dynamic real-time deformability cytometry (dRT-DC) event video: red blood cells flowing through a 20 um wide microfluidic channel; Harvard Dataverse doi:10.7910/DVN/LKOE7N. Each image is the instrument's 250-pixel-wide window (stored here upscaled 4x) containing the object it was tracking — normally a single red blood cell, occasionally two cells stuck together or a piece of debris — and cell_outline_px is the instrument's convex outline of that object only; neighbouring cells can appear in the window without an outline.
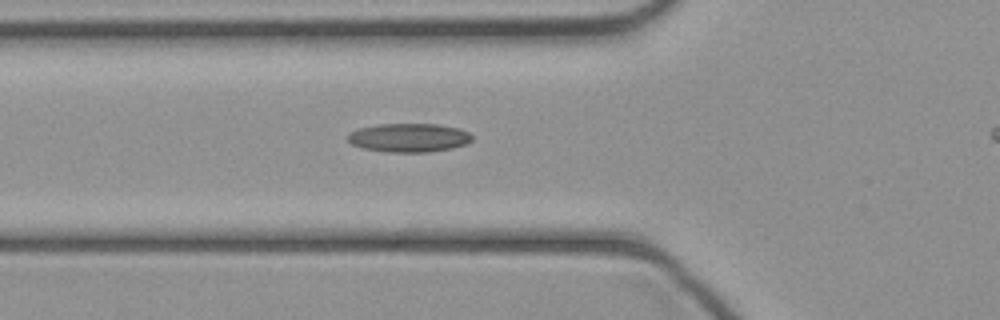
{"species": "common noctule bat (a hibernating species)", "species_latin": "Nyctalus noctula", "temperature_condition": "cold", "stored_images_in_passage": 29, "camera_frame_rate_fps": 3000, "um_per_image_px": 0.085, "animal": {"sex": "female", "body_mass_g": 21.9}, "frame": {"image": 1, "passage_image": 6, "time_ms": 1.667, "image_size_px": [1000, 320], "cell_outline_px": [[472, 140], [464, 144], [452, 148], [428, 152], [388, 152], [364, 148], [352, 144], [344, 136], [348, 132], [360, 128], [380, 124], [436, 124], [460, 128], [468, 132], [472, 136]], "centroid_in_image_um": [34.73, 11.7], "position_along_channel_um": 91.1, "area_um2": 20.81}}
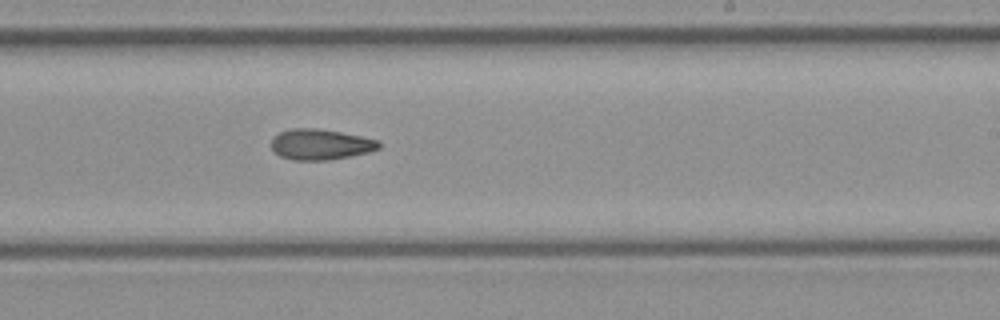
{"frame": {"image": 2, "passage_image": 17, "time_ms": 5.333, "image_size_px": [1000, 320], "cell_outline_px": [[380, 148], [368, 152], [328, 160], [292, 160], [280, 156], [272, 152], [272, 136], [280, 132], [292, 128], [316, 128], [340, 132], [380, 140]], "centroid_in_image_um": [27.21, 12.27], "position_along_channel_um": 261.8, "area_um2": 19.25}}
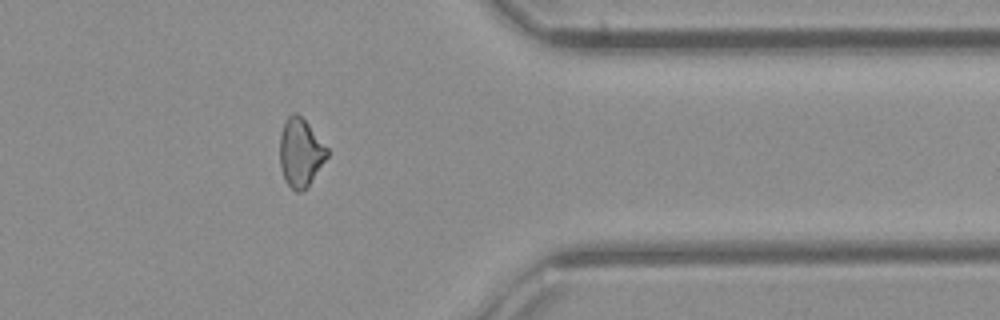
{"frame": {"image": 3, "passage_image": 26, "time_ms": 8.333, "image_size_px": [1000, 320], "cell_outline_px": [[328, 156], [308, 188], [300, 192], [296, 192], [284, 180], [280, 168], [280, 136], [284, 124], [288, 116], [292, 112], [296, 112], [308, 124], [328, 148]], "centroid_in_image_um": [25.54, 13.01], "position_along_channel_um": 385.9, "area_um2": 18.9}}